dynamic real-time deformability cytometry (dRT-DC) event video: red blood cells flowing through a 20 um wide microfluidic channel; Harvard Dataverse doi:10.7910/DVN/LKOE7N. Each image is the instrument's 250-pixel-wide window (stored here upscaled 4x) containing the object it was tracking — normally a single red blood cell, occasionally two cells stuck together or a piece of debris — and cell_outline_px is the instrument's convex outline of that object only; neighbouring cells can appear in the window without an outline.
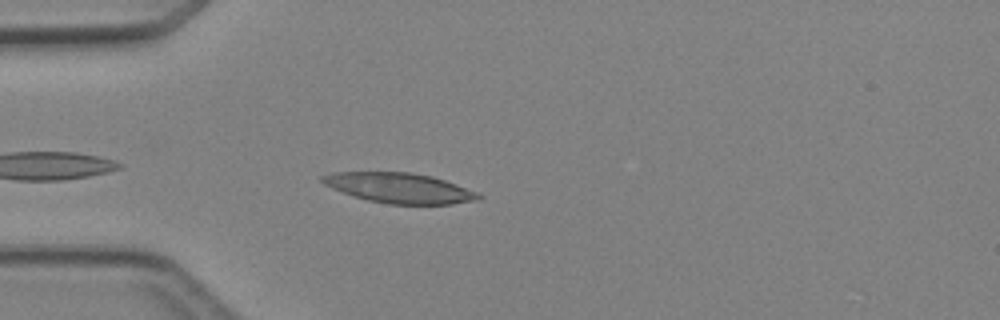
{"species": "Egyptian fruit bat (a non-hibernating species)", "species_latin": "Rousettus aegyptiacus", "temperature_condition": "cold", "stored_images_in_passage": 3, "camera_frame_rate_fps": 3000, "um_per_image_px": 0.085, "animal": {"sex": "female"}, "frame": {"image": 1, "passage_image": 3, "time_ms": 2.333, "image_size_px": [1000, 320], "cell_outline_px": [[484, 196], [476, 200], [452, 204], [388, 204], [368, 200], [332, 188], [324, 184], [320, 180], [320, 176], [332, 172], [408, 172], [432, 176], [480, 192]], "centroid_in_image_um": [33.98, 15.97], "position_along_channel_um": 51.0, "area_um2": 27.34}}